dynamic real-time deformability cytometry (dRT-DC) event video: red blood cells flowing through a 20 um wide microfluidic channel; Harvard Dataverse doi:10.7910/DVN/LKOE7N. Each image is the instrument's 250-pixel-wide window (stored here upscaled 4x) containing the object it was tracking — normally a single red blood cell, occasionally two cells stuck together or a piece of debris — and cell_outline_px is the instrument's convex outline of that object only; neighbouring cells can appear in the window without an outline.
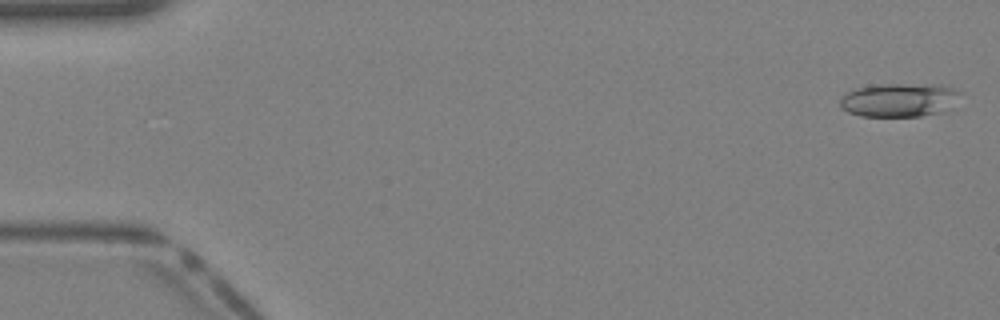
{"species": "Egyptian fruit bat (a non-hibernating species)", "species_latin": "Rousettus aegyptiacus", "temperature_condition": "warm", "stored_images_in_passage": 39, "camera_frame_rate_fps": 3000, "um_per_image_px": 0.085, "animal": {"sex": "female"}, "frame": {"image": 1, "passage_image": 1, "time_ms": 0.0, "image_size_px": [1000, 320], "cell_outline_px": [[964, 92], [940, 112], [920, 116], [860, 116], [848, 112], [840, 108], [840, 100], [848, 92], [860, 88], [880, 84], [940, 84]], "centroid_in_image_um": [76.41, 8.49], "position_along_channel_um": 8.6, "area_um2": 23.24}}
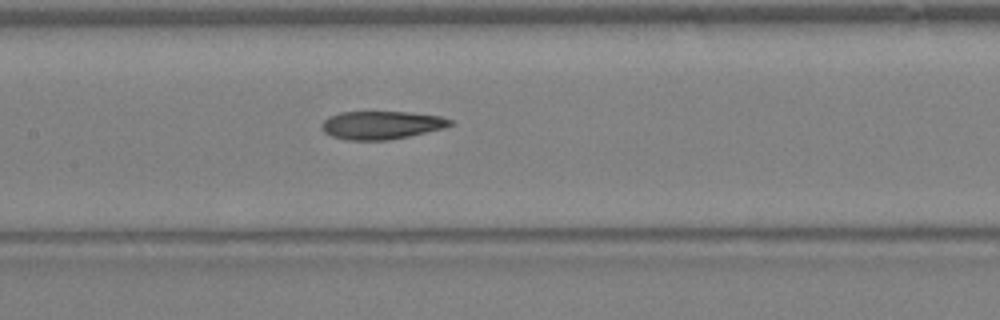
{"frame": {"image": 2, "passage_image": 19, "time_ms": 6.0, "image_size_px": [1000, 320], "cell_outline_px": [[456, 124], [444, 128], [408, 136], [388, 140], [348, 140], [332, 136], [324, 132], [320, 124], [328, 116], [340, 112], [408, 112], [440, 116], [452, 120]], "centroid_in_image_um": [32.42, 10.63], "position_along_channel_um": 175.0, "area_um2": 21.1}}
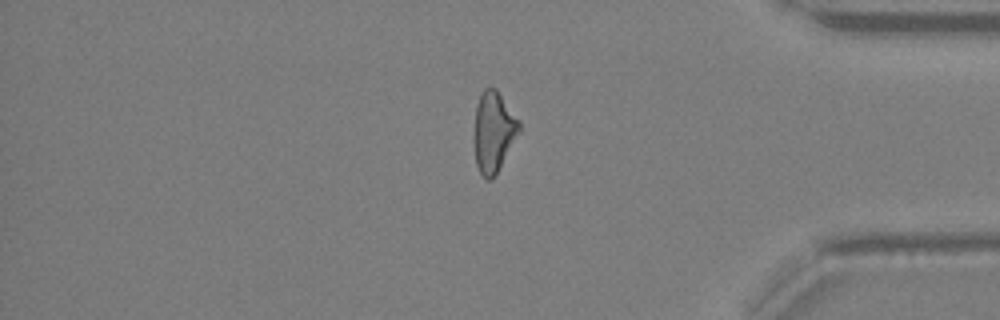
{"frame": {"image": 3, "passage_image": 33, "time_ms": 10.667, "image_size_px": [1000, 320], "cell_outline_px": [[520, 132], [492, 180], [488, 180], [480, 172], [476, 164], [472, 140], [472, 136], [476, 104], [484, 88], [496, 88], [520, 120]], "centroid_in_image_um": [41.92, 11.19], "position_along_channel_um": 393.3, "area_um2": 21.5}}